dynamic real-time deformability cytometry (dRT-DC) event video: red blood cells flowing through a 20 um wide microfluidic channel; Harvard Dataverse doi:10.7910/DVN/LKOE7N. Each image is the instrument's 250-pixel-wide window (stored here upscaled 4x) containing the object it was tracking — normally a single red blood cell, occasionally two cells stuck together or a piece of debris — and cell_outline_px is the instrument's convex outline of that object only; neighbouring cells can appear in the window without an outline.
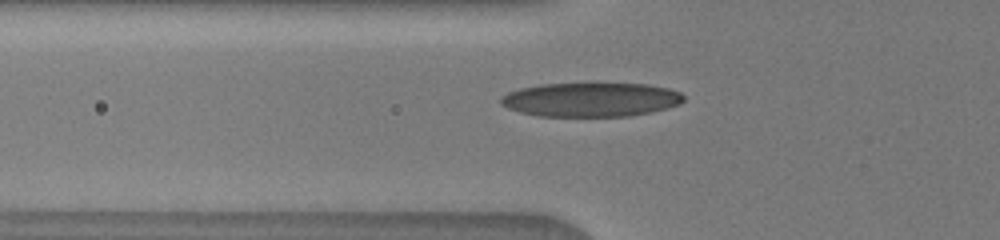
{"species": "human", "species_latin": "Homo sapiens", "temperature_condition": "warm", "stored_images_in_passage": 28, "camera_frame_rate_fps": 3000, "um_per_image_px": 0.085, "donor": {"sex": "male"}, "frame": {"image": 1, "passage_image": 8, "time_ms": 2.667, "image_size_px": [1000, 240], "cell_outline_px": [[684, 100], [680, 104], [668, 108], [652, 112], [628, 116], [536, 116], [520, 112], [508, 108], [500, 104], [500, 96], [508, 92], [520, 88], [540, 84], [596, 80], [648, 84], [668, 88], [680, 92], [684, 96]], "centroid_in_image_um": [50.23, 8.41], "position_along_channel_um": 75.6, "area_um2": 37.97}}
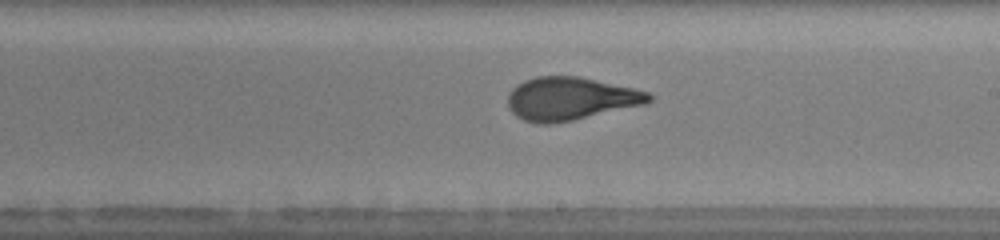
{"frame": {"image": 2, "passage_image": 16, "time_ms": 6.667, "image_size_px": [1000, 240], "cell_outline_px": [[652, 100], [648, 104], [572, 120], [552, 124], [536, 124], [524, 120], [516, 116], [508, 108], [508, 92], [516, 84], [524, 80], [536, 76], [580, 76], [636, 88], [648, 92], [652, 96]], "centroid_in_image_um": [48.49, 8.38], "position_along_channel_um": 240.5, "area_um2": 35.84}}
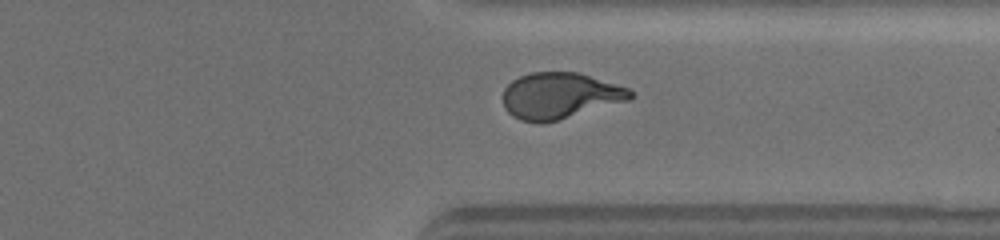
{"frame": {"image": 3, "passage_image": 22, "time_ms": 9.667, "image_size_px": [1000, 240], "cell_outline_px": [[636, 96], [632, 100], [556, 120], [540, 124], [520, 120], [512, 116], [504, 108], [504, 88], [512, 80], [520, 76], [532, 72], [580, 72], [628, 88]], "centroid_in_image_um": [47.61, 8.13], "position_along_channel_um": 363.8, "area_um2": 34.45}}